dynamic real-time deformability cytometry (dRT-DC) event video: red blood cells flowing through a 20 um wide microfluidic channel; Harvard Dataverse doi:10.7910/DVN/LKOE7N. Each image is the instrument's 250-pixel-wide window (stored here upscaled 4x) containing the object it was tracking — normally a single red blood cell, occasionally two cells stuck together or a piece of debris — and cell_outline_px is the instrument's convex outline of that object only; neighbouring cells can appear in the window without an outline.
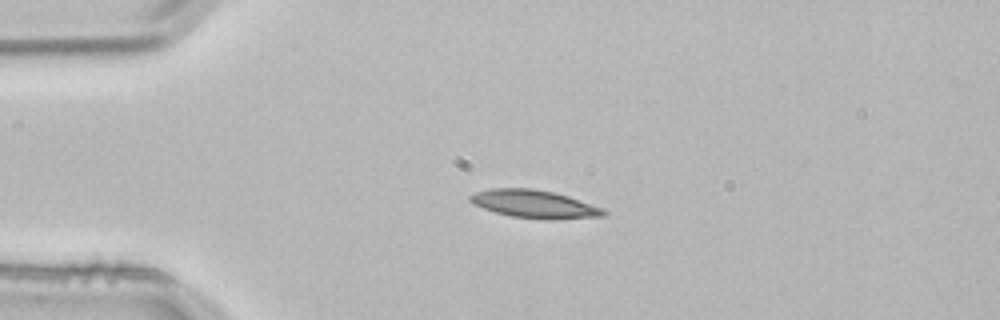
{"species": "common noctule bat (a hibernating species)", "species_latin": "Nyctalus noctula", "temperature_condition": "room temperature", "stored_images_in_passage": 2, "camera_frame_rate_fps": 3000, "um_per_image_px": 0.085, "animal": {"sex": "male", "body_mass_g": 21.5, "forearm_length_mm": 52.0}, "frame": {"image": 1, "passage_image": 2, "time_ms": 0.333, "image_size_px": [1000, 320], "cell_outline_px": [[608, 212], [604, 216], [552, 220], [512, 216], [496, 212], [472, 204], [468, 200], [468, 196], [472, 192], [488, 188], [532, 188], [552, 192], [568, 196], [604, 208]], "centroid_in_image_um": [45.4, 17.33], "position_along_channel_um": 39.6, "area_um2": 21.91}}